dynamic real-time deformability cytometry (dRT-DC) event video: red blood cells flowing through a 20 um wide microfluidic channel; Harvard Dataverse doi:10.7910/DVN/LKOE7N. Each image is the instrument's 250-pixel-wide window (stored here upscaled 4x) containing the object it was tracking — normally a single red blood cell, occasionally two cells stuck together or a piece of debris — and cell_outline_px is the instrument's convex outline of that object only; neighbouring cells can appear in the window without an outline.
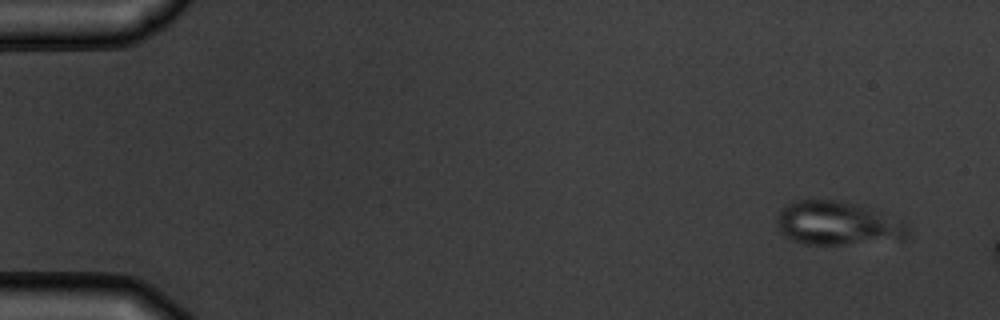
{"species": "common noctule bat (a hibernating species)", "species_latin": "Nyctalus noctula", "temperature_condition": "warm", "stored_images_in_passage": 3, "camera_frame_rate_fps": 3000, "um_per_image_px": 0.085, "animal": {"sex": "male", "body_mass_g": 19.5, "forearm_length_mm": 54.6}, "frame": {"image": 1, "passage_image": 1, "time_ms": 0.0, "image_size_px": [1000, 320], "cell_outline_px": [[908, 232], [904, 240], [848, 244], [804, 244], [792, 240], [784, 236], [780, 232], [776, 224], [776, 220], [780, 208], [792, 200], [836, 200], [856, 204], [872, 208], [904, 224], [908, 228]], "centroid_in_image_um": [71.12, 18.99], "position_along_channel_um": 13.9, "area_um2": 33.47}}